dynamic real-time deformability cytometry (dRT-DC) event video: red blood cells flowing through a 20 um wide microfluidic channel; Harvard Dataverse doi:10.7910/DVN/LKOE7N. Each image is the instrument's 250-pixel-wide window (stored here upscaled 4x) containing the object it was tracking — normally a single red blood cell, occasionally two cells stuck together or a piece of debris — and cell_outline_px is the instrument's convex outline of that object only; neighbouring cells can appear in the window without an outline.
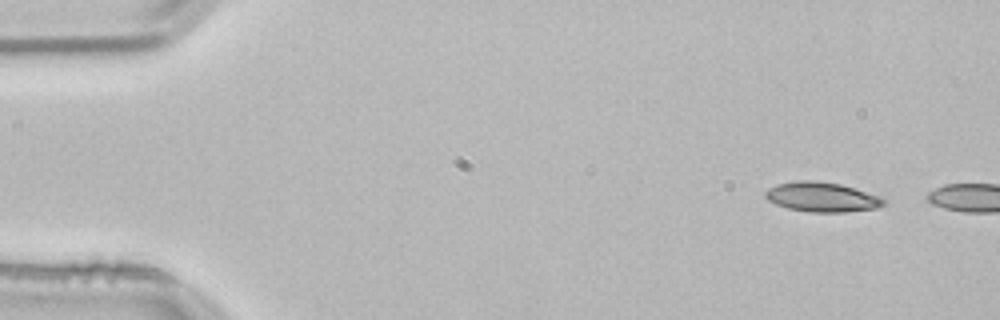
{"species": "common noctule bat (a hibernating species)", "species_latin": "Nyctalus noctula", "temperature_condition": "room temperature", "stored_images_in_passage": 2, "camera_frame_rate_fps": 3000, "um_per_image_px": 0.085, "animal": {"sex": "male", "body_mass_g": 21.5, "forearm_length_mm": 52.0}, "frame": {"image": 1, "passage_image": 1, "time_ms": 0.0, "image_size_px": [1000, 320], "cell_outline_px": [[884, 204], [876, 208], [844, 212], [808, 212], [788, 208], [776, 204], [768, 200], [764, 196], [764, 192], [768, 188], [776, 184], [796, 180], [812, 180], [840, 184], [880, 196], [884, 200]], "centroid_in_image_um": [69.81, 16.74], "position_along_channel_um": 15.2, "area_um2": 20.4}}